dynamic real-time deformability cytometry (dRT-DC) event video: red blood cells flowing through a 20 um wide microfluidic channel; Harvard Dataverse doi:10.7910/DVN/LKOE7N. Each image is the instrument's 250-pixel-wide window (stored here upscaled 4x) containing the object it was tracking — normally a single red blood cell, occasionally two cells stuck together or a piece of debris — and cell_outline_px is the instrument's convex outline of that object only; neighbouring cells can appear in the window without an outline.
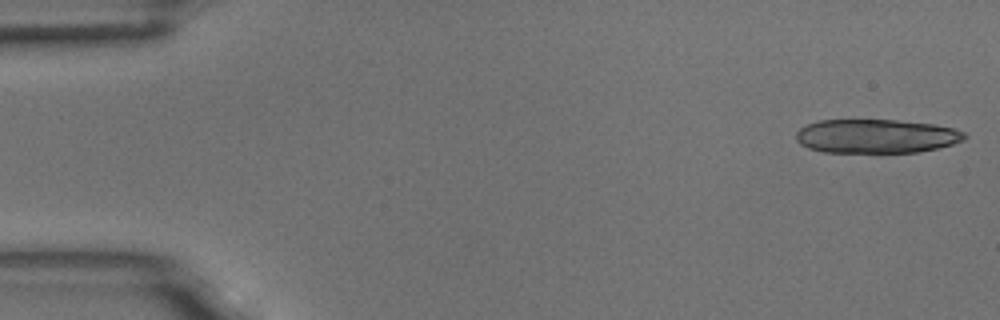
{"species": "common noctule bat (a hibernating species)", "species_latin": "Nyctalus noctula", "temperature_condition": "room temperature", "stored_images_in_passage": 15, "camera_frame_rate_fps": 3000, "um_per_image_px": 0.085, "animal": {"sex": "male", "body_mass_g": 18.8}, "frame": {"image": 1, "passage_image": 1, "time_ms": 0.0, "image_size_px": [1000, 320], "cell_outline_px": [[968, 136], [964, 140], [952, 144], [920, 152], [824, 152], [808, 148], [800, 144], [796, 140], [796, 132], [800, 128], [808, 124], [820, 120], [896, 120], [936, 124], [952, 128], [964, 132]], "centroid_in_image_um": [74.48, 11.57], "position_along_channel_um": 10.5, "area_um2": 33.35}}